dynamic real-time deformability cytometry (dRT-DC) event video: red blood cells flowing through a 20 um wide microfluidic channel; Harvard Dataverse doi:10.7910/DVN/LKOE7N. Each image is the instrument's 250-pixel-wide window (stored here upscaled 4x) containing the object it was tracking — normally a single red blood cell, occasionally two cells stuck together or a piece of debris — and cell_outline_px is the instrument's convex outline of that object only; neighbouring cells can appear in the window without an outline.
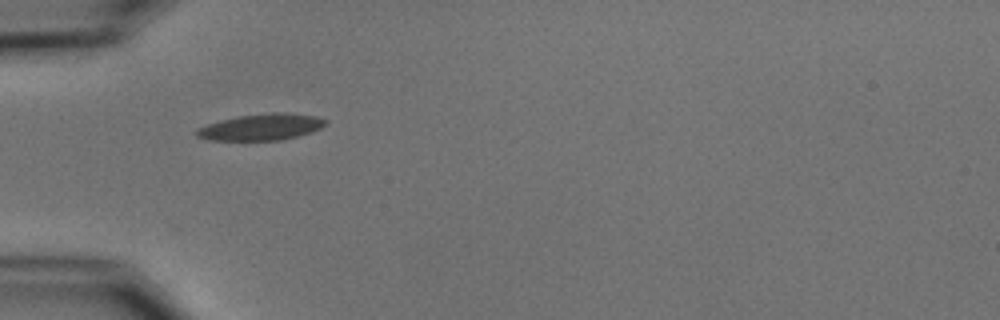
{"species": "common noctule bat (a hibernating species)", "species_latin": "Nyctalus noctula", "temperature_condition": "cold", "stored_images_in_passage": 29, "camera_frame_rate_fps": 3000, "um_per_image_px": 0.085, "animal": {"sex": "male", "body_mass_g": 15.6}, "frame": {"image": 1, "passage_image": 1, "time_ms": 0.0, "image_size_px": [1000, 320], "cell_outline_px": [[328, 124], [312, 132], [280, 140], [208, 140], [196, 136], [192, 132], [196, 128], [220, 120], [240, 116], [272, 112], [284, 112], [316, 116], [328, 120]], "centroid_in_image_um": [22.19, 10.8], "position_along_channel_um": 62.8, "area_um2": 19.94}}
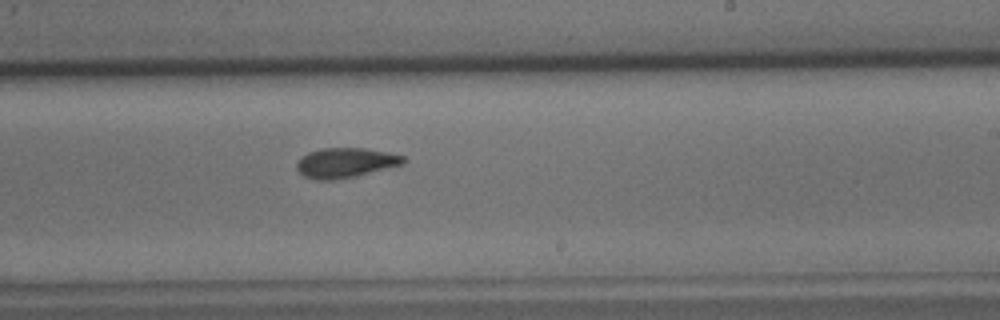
{"frame": {"image": 2, "passage_image": 17, "time_ms": 5.333, "image_size_px": [1000, 320], "cell_outline_px": [[408, 160], [404, 164], [356, 176], [336, 180], [316, 180], [304, 176], [296, 168], [296, 164], [300, 156], [308, 152], [320, 148], [364, 148], [388, 152], [404, 156]], "centroid_in_image_um": [29.36, 13.83], "position_along_channel_um": 259.6, "area_um2": 18.79}}
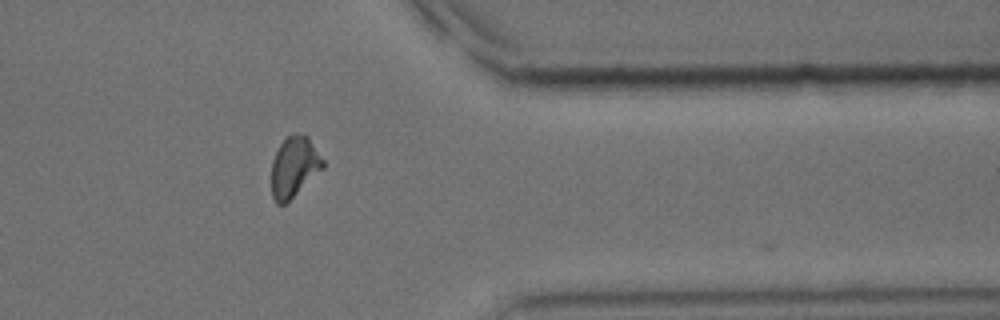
{"frame": {"image": 3, "passage_image": 28, "time_ms": 9.0, "image_size_px": [1000, 320], "cell_outline_px": [[324, 168], [284, 204], [276, 204], [272, 196], [272, 160], [280, 144], [292, 132], [304, 132], [308, 136], [324, 160]], "centroid_in_image_um": [25.02, 14.13], "position_along_channel_um": 386.4, "area_um2": 18.15}}